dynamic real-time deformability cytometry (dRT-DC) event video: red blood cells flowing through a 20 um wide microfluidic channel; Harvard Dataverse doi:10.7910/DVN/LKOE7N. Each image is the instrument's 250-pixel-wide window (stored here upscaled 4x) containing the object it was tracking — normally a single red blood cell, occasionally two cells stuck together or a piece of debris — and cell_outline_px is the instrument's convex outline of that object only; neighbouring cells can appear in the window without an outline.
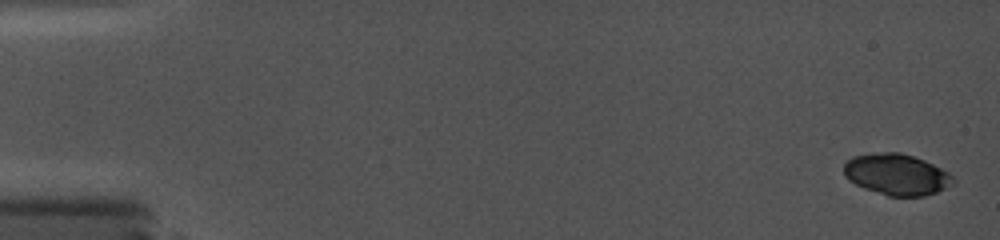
{"species": "common noctule bat (a hibernating species)", "species_latin": "Nyctalus noctula", "temperature_condition": "cold", "stored_images_in_passage": 8, "camera_frame_rate_fps": 5000, "um_per_image_px": 0.085, "animal": {"sex": "female", "body_mass_g": 19.0, "forearm_length_mm": 56.7}, "frame": {"image": 1, "passage_image": 1, "time_ms": 0.0, "image_size_px": [1000, 240], "cell_outline_px": [[956, 184], [936, 192], [924, 196], [888, 196], [864, 188], [848, 180], [844, 176], [844, 164], [852, 156], [884, 152], [900, 152], [924, 160], [948, 172], [956, 180]], "centroid_in_image_um": [76.23, 14.84], "position_along_channel_um": 8.8, "area_um2": 26.24}}
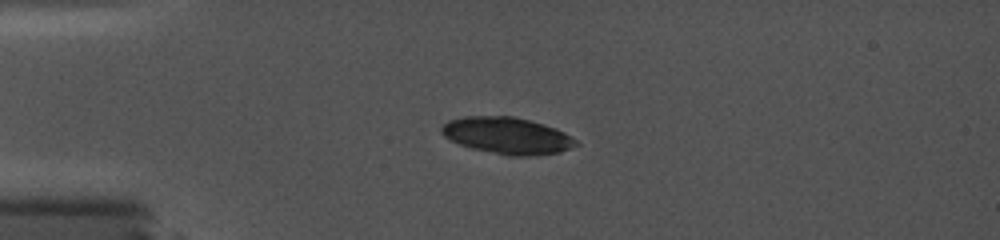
{"frame": {"image": 2, "passage_image": 7, "time_ms": 4.2, "image_size_px": [1000, 240], "cell_outline_px": [[580, 144], [560, 152], [528, 156], [508, 156], [472, 148], [460, 144], [444, 136], [440, 132], [440, 128], [448, 120], [464, 116], [512, 116], [544, 124], [556, 128], [564, 132], [576, 140]], "centroid_in_image_um": [43.11, 11.52], "position_along_channel_um": 41.9, "area_um2": 28.67}}